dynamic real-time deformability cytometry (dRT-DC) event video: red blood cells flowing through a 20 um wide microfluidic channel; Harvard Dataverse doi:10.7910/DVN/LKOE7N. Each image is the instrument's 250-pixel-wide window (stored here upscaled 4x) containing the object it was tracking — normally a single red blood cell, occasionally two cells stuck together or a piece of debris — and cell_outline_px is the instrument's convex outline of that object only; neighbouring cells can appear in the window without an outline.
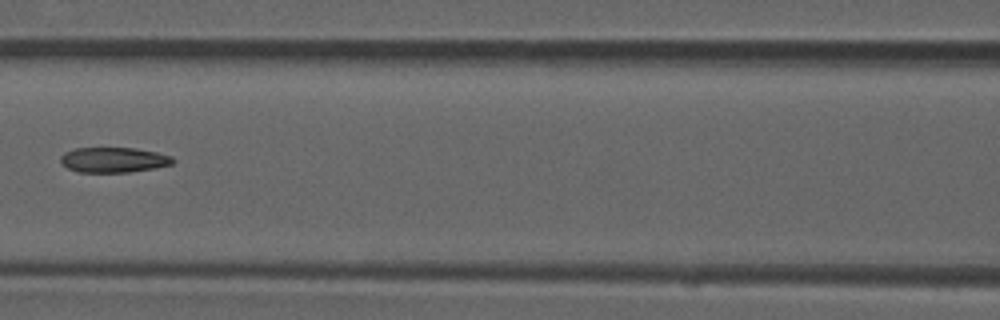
{"species": "common noctule bat (a hibernating species)", "species_latin": "Nyctalus noctula", "temperature_condition": "room temperature", "stored_images_in_passage": 7, "camera_frame_rate_fps": 3000, "um_per_image_px": 0.085, "animal": {"sex": "male", "forearm_length_mm": 52.5}, "frame": {"image": 1, "passage_image": 7, "time_ms": 2.0, "image_size_px": [1000, 320], "cell_outline_px": [[176, 160], [172, 164], [152, 168], [128, 172], [76, 172], [68, 168], [60, 160], [60, 156], [64, 152], [76, 148], [136, 148], [156, 152], [172, 156]], "centroid_in_image_um": [9.65, 13.58], "position_along_channel_um": 156.9, "area_um2": 16.42}}